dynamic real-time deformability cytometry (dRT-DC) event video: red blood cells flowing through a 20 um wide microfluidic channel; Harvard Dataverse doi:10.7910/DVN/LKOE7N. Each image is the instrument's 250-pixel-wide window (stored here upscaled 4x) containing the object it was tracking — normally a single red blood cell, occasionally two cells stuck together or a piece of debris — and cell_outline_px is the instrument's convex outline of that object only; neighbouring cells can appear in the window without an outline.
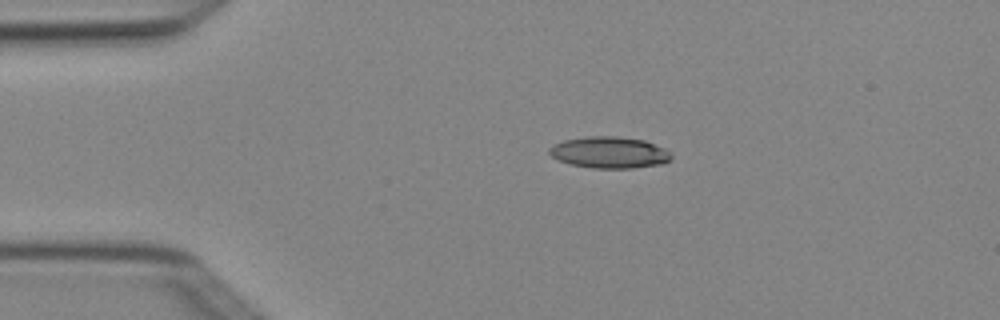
{"species": "Egyptian fruit bat (a non-hibernating species)", "species_latin": "Rousettus aegyptiacus", "temperature_condition": "cold", "stored_images_in_passage": 3, "camera_frame_rate_fps": 3000, "um_per_image_px": 0.085, "animal": {"sex": "female"}, "frame": {"image": 1, "passage_image": 2, "time_ms": 0.333, "image_size_px": [1000, 320], "cell_outline_px": [[672, 160], [664, 164], [632, 168], [592, 168], [568, 164], [552, 156], [548, 152], [548, 148], [552, 144], [564, 140], [588, 136], [616, 136], [644, 140], [664, 148], [672, 156]], "centroid_in_image_um": [51.79, 12.96], "position_along_channel_um": 33.2, "area_um2": 22.54}}